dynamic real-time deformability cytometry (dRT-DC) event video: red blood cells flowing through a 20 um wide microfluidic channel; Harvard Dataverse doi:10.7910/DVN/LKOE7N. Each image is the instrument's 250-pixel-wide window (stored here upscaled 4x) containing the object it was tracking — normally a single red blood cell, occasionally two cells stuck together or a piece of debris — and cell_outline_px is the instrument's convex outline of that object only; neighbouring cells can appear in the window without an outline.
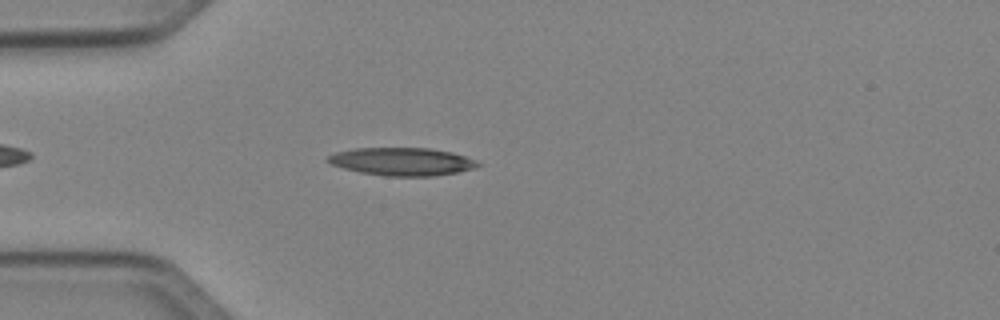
{"species": "Egyptian fruit bat (a non-hibernating species)", "species_latin": "Rousettus aegyptiacus", "temperature_condition": "cold", "stored_images_in_passage": 39, "camera_frame_rate_fps": 3000, "um_per_image_px": 0.085, "animal": {"sex": "female"}, "frame": {"image": 1, "passage_image": 6, "time_ms": 1.667, "image_size_px": [1000, 320], "cell_outline_px": [[480, 164], [476, 168], [456, 172], [432, 176], [384, 176], [360, 172], [344, 168], [332, 164], [324, 160], [328, 156], [336, 152], [356, 148], [428, 148], [452, 152], [476, 160]], "centroid_in_image_um": [34.16, 13.73], "position_along_channel_um": 50.8, "area_um2": 24.28}}
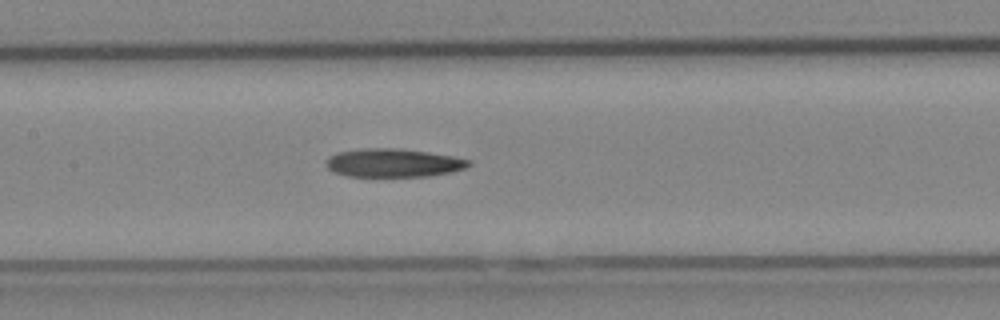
{"frame": {"image": 2, "passage_image": 16, "time_ms": 5.0, "image_size_px": [1000, 320], "cell_outline_px": [[472, 164], [464, 168], [448, 172], [428, 176], [348, 176], [332, 172], [328, 168], [328, 156], [336, 152], [364, 148], [396, 148], [428, 152], [452, 156], [468, 160]], "centroid_in_image_um": [33.39, 13.84], "position_along_channel_um": 174.0, "area_um2": 23.35}}
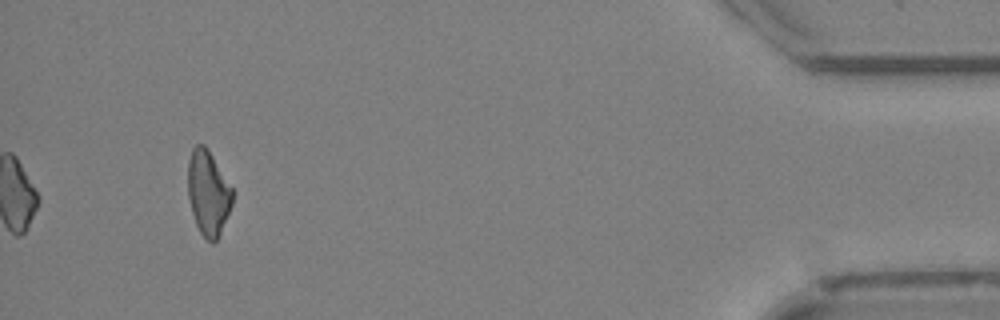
{"frame": {"image": 3, "passage_image": 39, "time_ms": 12.667, "image_size_px": [1000, 320], "cell_outline_px": [[236, 192], [232, 204], [220, 232], [216, 240], [212, 244], [200, 232], [196, 224], [192, 212], [188, 196], [188, 160], [192, 148], [196, 144], [204, 144], [208, 148]], "centroid_in_image_um": [17.71, 16.34], "position_along_channel_um": 417.5, "area_um2": 22.25}}